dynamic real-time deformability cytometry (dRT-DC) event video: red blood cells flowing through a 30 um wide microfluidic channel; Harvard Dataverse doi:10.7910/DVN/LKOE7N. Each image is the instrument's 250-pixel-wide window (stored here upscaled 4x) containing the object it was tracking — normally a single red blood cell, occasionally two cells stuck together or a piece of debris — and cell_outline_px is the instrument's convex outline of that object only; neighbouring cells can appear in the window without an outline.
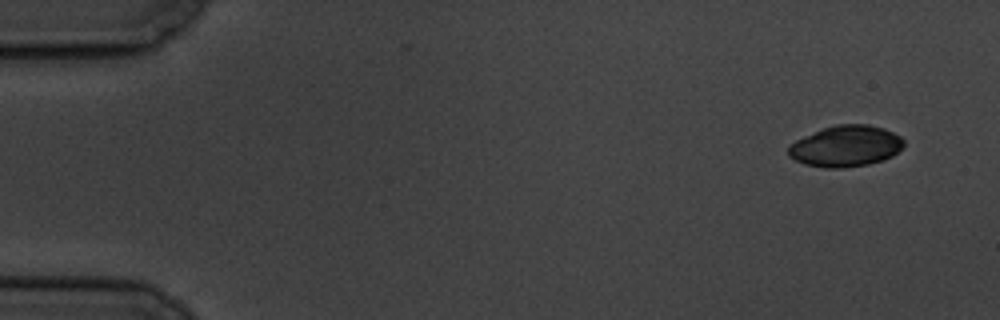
{"species": "common noctule bat (a hibernating species)", "species_latin": "Nyctalus noctula", "temperature_condition": "cold", "stored_images_in_passage": 5, "camera_frame_rate_fps": 3000, "um_per_image_px": 0.085, "animal": {"sex": "male", "body_mass_g": 19.5, "forearm_length_mm": 54.6}, "frame": {"image": 1, "passage_image": 1, "time_ms": 0.0, "image_size_px": [1000, 320], "cell_outline_px": [[904, 144], [892, 156], [884, 160], [868, 164], [844, 168], [824, 168], [804, 164], [788, 156], [788, 144], [804, 136], [824, 128], [836, 124], [868, 124], [884, 128], [900, 136], [904, 140]], "centroid_in_image_um": [71.87, 12.42], "position_along_channel_um": 13.1, "area_um2": 27.74}}
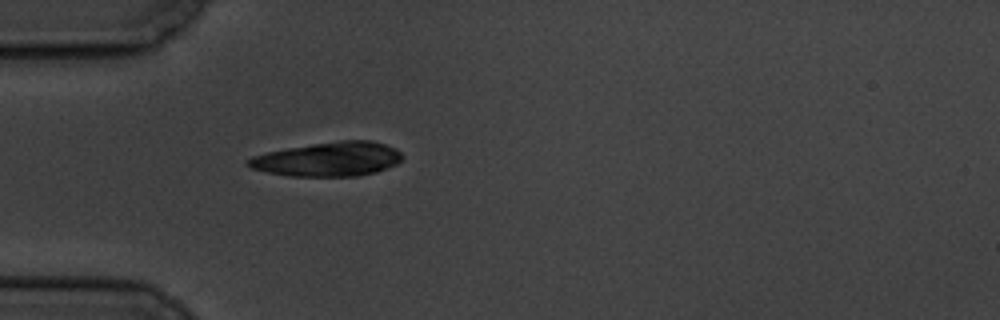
{"frame": {"image": 2, "passage_image": 5, "time_ms": 4.667, "image_size_px": [1000, 320], "cell_outline_px": [[404, 156], [396, 164], [376, 172], [356, 176], [288, 176], [268, 172], [252, 168], [244, 164], [244, 160], [252, 156], [268, 152], [288, 148], [312, 144], [340, 140], [372, 140], [396, 148]], "centroid_in_image_um": [27.89, 13.53], "position_along_channel_um": 57.1, "area_um2": 30.75}}